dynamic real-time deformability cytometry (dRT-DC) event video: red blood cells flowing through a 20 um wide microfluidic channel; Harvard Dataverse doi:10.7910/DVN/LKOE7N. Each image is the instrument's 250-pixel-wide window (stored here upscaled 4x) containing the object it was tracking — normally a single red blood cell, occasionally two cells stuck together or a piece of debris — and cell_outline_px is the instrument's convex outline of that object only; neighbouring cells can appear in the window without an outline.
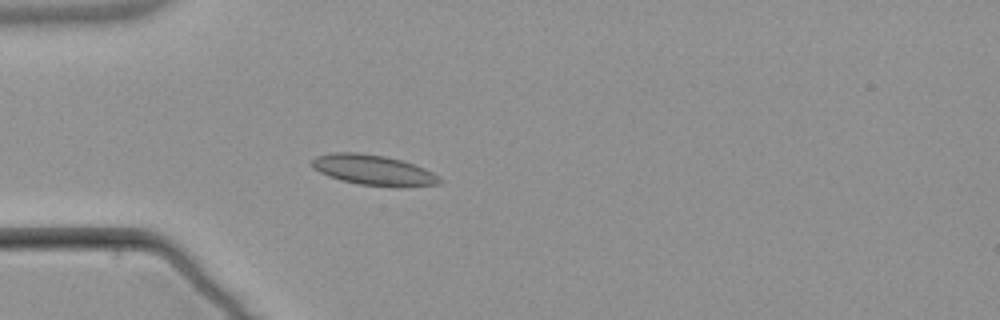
{"species": "common noctule bat (a hibernating species)", "species_latin": "Nyctalus noctula", "temperature_condition": "warm", "stored_images_in_passage": 2, "camera_frame_rate_fps": 3000, "um_per_image_px": 0.085, "animal": {"sex": "male", "body_mass_g": 21.5, "forearm_length_mm": 52.0}, "frame": {"image": 1, "passage_image": 2, "time_ms": 1.333, "image_size_px": [1000, 320], "cell_outline_px": [[444, 180], [440, 184], [408, 188], [392, 188], [360, 184], [340, 180], [328, 176], [312, 168], [312, 160], [316, 156], [332, 152], [356, 152], [384, 156], [400, 160], [424, 168], [440, 176]], "centroid_in_image_um": [31.79, 14.49], "position_along_channel_um": 53.2, "area_um2": 23.0}}